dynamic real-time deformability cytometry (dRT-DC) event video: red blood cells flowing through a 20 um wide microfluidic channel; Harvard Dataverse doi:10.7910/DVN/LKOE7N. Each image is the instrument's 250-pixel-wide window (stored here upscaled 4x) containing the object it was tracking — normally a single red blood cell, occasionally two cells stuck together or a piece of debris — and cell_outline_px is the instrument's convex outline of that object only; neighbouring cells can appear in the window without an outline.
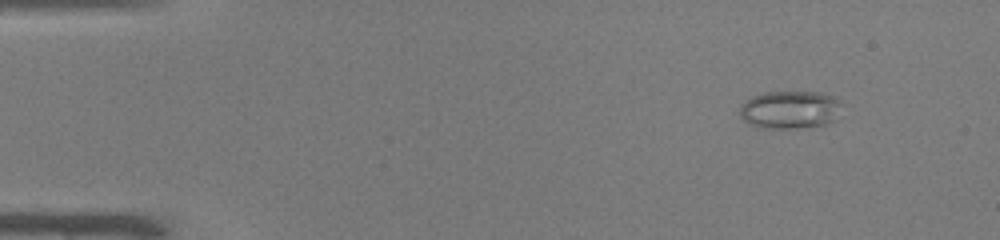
{"species": "common noctule bat (a hibernating species)", "species_latin": "Nyctalus noctula", "temperature_condition": "warm", "stored_images_in_passage": 46, "camera_frame_rate_fps": 3000, "um_per_image_px": 0.085, "animal": {"sex": "male", "body_mass_g": 19.0, "forearm_length_mm": 50.8}, "frame": {"image": 1, "passage_image": 1, "time_ms": 0.0, "image_size_px": [1000, 240], "cell_outline_px": [[840, 104], [836, 120], [824, 124], [796, 128], [760, 128], [744, 120], [740, 116], [740, 108], [752, 96], [764, 92], [820, 92], [836, 96]], "centroid_in_image_um": [67.16, 9.32], "position_along_channel_um": 17.8, "area_um2": 22.37}}
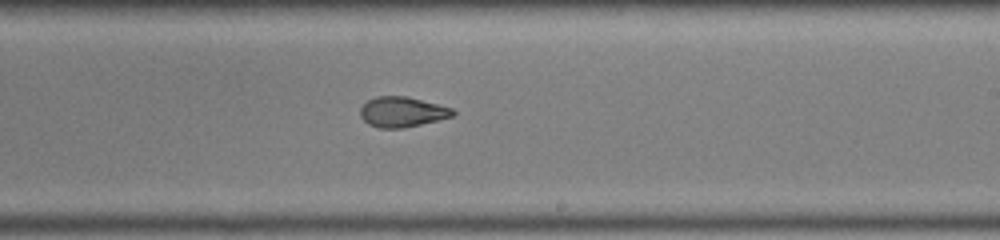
{"frame": {"image": 2, "passage_image": 26, "time_ms": 8.333, "image_size_px": [1000, 240], "cell_outline_px": [[456, 112], [452, 116], [404, 128], [376, 128], [368, 124], [360, 116], [360, 108], [368, 100], [376, 96], [408, 96], [452, 108]], "centroid_in_image_um": [34.15, 9.51], "position_along_channel_um": 254.9, "area_um2": 16.24}}
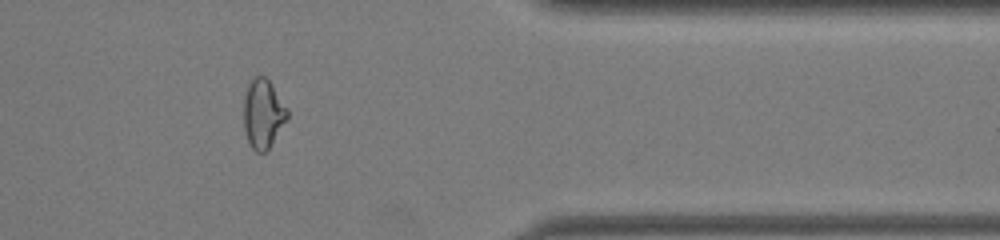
{"frame": {"image": 3, "passage_image": 37, "time_ms": 12.0, "image_size_px": [1000, 240], "cell_outline_px": [[288, 116], [268, 148], [264, 152], [256, 152], [252, 148], [248, 140], [244, 128], [244, 96], [248, 84], [256, 76], [264, 76], [268, 80], [288, 108]], "centroid_in_image_um": [22.34, 9.65], "position_along_channel_um": 389.1, "area_um2": 17.11}, "authors_computed_cell_mechanics": {"area_um2": 18.3515, "velocity_mm_per_s": 4.0893, "shape_relaxation_time_tau1_ms": null, "shape_relaxation_time_tau2_ms": 1.5099, "deformation_change_tau1": null, "deformation_change_tau2": 0.0754}}